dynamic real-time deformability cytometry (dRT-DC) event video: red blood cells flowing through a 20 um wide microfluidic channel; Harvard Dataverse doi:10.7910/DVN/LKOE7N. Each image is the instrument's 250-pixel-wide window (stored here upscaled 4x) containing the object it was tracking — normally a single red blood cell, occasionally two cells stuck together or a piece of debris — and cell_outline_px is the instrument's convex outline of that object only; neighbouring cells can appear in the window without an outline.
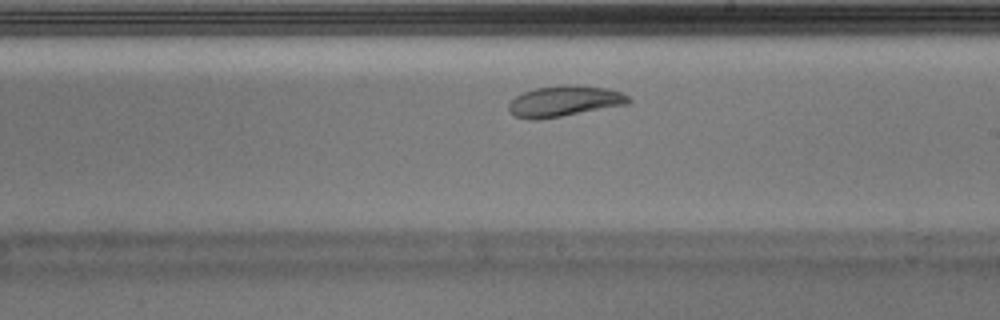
{"species": "Egyptian fruit bat (a non-hibernating species)", "species_latin": "Rousettus aegyptiacus", "temperature_condition": "warm", "stored_images_in_passage": 28, "camera_frame_rate_fps": 3000, "um_per_image_px": 0.085, "animal": {"sex": "male"}, "frame": {"image": 1, "passage_image": 16, "time_ms": 5.0, "image_size_px": [1000, 320], "cell_outline_px": [[632, 100], [628, 104], [540, 120], [528, 120], [516, 116], [508, 108], [508, 104], [516, 96], [524, 92], [536, 88], [564, 84], [576, 84], [608, 88], [620, 92], [628, 96]], "centroid_in_image_um": [47.98, 8.59], "position_along_channel_um": 241.0, "area_um2": 21.62}}
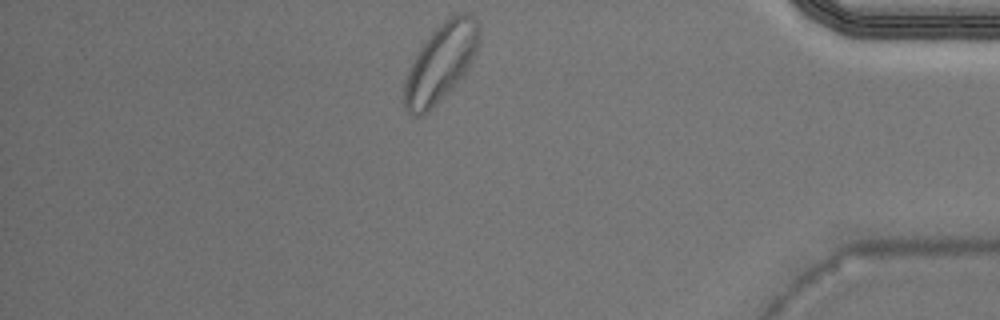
{"frame": {"image": 2, "passage_image": 28, "time_ms": 9.0, "image_size_px": [1000, 320], "cell_outline_px": [[480, 44], [472, 60], [464, 72], [432, 108], [428, 112], [420, 116], [416, 116], [408, 112], [404, 108], [404, 80], [420, 48], [436, 28], [452, 12], [468, 12], [476, 20], [480, 28]], "centroid_in_image_um": [37.48, 5.28], "position_along_channel_um": 397.7, "area_um2": 33.41}}